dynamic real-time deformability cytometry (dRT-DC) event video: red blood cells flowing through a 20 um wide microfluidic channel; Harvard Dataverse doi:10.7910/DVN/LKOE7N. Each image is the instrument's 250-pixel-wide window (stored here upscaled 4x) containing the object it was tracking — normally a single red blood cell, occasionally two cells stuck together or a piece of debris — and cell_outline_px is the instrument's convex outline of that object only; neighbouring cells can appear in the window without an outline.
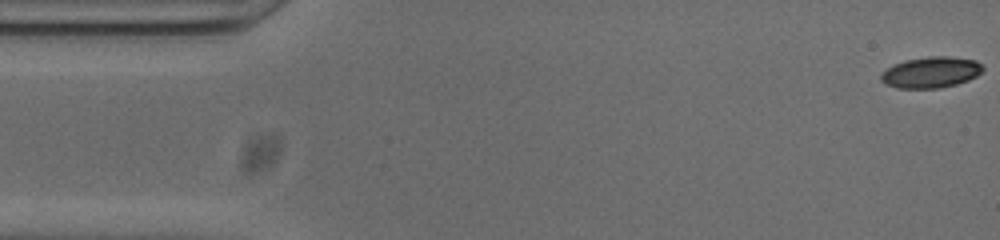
{"species": "common noctule bat (a hibernating species)", "species_latin": "Nyctalus noctula", "temperature_condition": "cold", "stored_images_in_passage": 52, "camera_frame_rate_fps": 3000, "um_per_image_px": 0.085, "animal": {"sex": "male", "body_mass_g": 20.0, "forearm_length_mm": 53.3}, "frame": {"image": 1, "passage_image": 1, "time_ms": 0.0, "image_size_px": [1000, 240], "cell_outline_px": [[984, 68], [976, 76], [968, 80], [956, 84], [940, 88], [896, 88], [884, 84], [880, 80], [880, 72], [892, 64], [904, 60], [928, 56], [948, 56], [976, 60]], "centroid_in_image_um": [79.06, 6.14], "position_along_channel_um": 5.9, "area_um2": 18.67}}
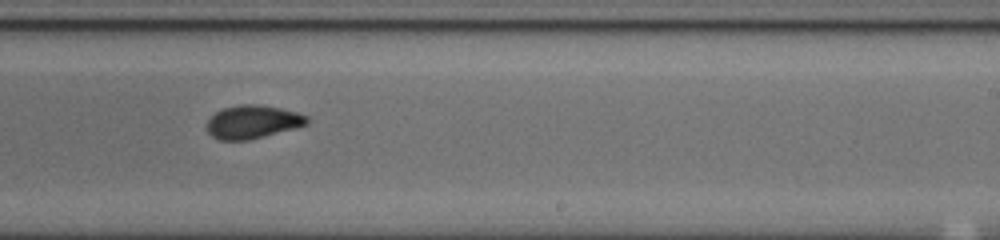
{"frame": {"image": 2, "passage_image": 31, "time_ms": 10.0, "image_size_px": [1000, 240], "cell_outline_px": [[308, 124], [296, 128], [248, 140], [220, 140], [212, 136], [208, 132], [208, 120], [216, 112], [224, 108], [240, 104], [256, 104], [280, 108], [296, 112], [308, 116]], "centroid_in_image_um": [21.49, 10.36], "position_along_channel_um": 267.5, "area_um2": 19.25}}
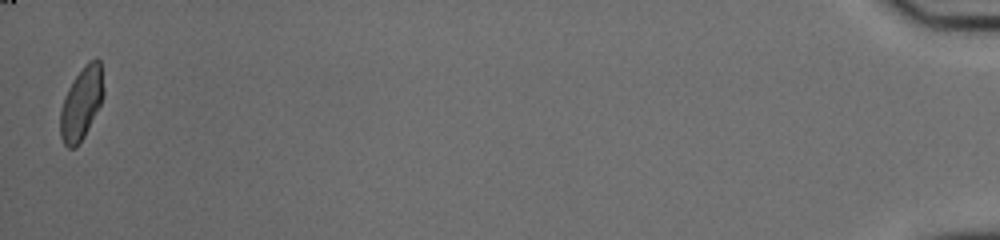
{"frame": {"image": 3, "passage_image": 52, "time_ms": 17.0, "image_size_px": [1000, 240], "cell_outline_px": [[104, 96], [84, 136], [76, 148], [68, 148], [64, 144], [60, 136], [60, 108], [64, 96], [72, 80], [84, 64], [88, 60], [96, 56], [100, 60], [104, 92]], "centroid_in_image_um": [6.91, 8.74], "position_along_channel_um": 428.3, "area_um2": 18.5}, "authors_computed_cell_mechanics": {"area_um2": 19.1607, "velocity_mm_per_s": 3.8323, "shape_relaxation_time_tau1_ms": null, "shape_relaxation_time_tau2_ms": 2.4482, "deformation_change_tau1": null, "deformation_change_tau2": 0.065}}